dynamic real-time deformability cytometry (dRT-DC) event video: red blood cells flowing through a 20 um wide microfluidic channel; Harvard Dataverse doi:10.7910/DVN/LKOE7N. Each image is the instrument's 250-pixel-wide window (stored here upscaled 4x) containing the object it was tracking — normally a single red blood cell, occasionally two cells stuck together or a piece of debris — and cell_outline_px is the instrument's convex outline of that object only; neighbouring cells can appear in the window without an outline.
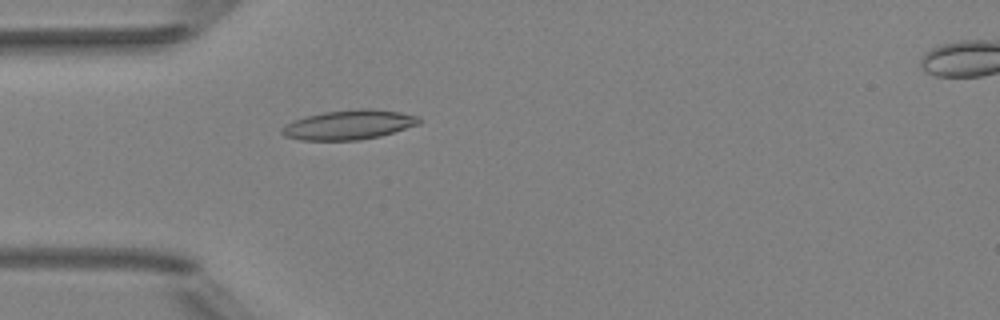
{"species": "Egyptian fruit bat (a non-hibernating species)", "species_latin": "Rousettus aegyptiacus", "temperature_condition": "room temperature", "stored_images_in_passage": 4, "camera_frame_rate_fps": 3000, "um_per_image_px": 0.085, "animal": {"sex": "female"}, "frame": {"image": 1, "passage_image": 3, "time_ms": 2.333, "image_size_px": [1000, 320], "cell_outline_px": [[420, 124], [380, 136], [360, 140], [300, 140], [284, 136], [280, 132], [280, 128], [304, 116], [324, 112], [356, 108], [368, 108], [400, 112], [420, 116]], "centroid_in_image_um": [29.66, 10.6], "position_along_channel_um": 55.3, "area_um2": 23.7}}